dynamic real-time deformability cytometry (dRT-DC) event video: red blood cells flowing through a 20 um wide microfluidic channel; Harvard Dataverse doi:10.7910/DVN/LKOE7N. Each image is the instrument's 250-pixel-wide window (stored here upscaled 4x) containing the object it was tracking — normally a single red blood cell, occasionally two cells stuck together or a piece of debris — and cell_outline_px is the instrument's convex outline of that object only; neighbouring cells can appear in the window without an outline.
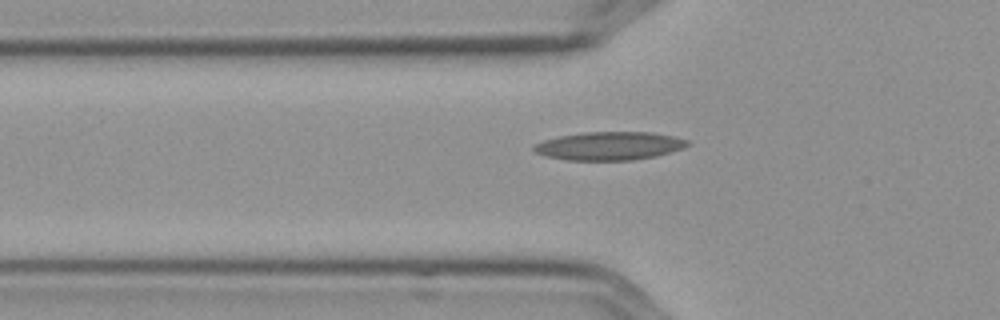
{"species": "Egyptian fruit bat (a non-hibernating species)", "species_latin": "Rousettus aegyptiacus", "temperature_condition": "cold", "stored_images_in_passage": 5, "camera_frame_rate_fps": 3000, "um_per_image_px": 0.085, "frame": {"image": 1, "passage_image": 5, "time_ms": 1.333, "image_size_px": [1000, 320], "cell_outline_px": [[692, 144], [684, 148], [652, 156], [632, 160], [568, 160], [548, 156], [536, 152], [532, 148], [532, 144], [544, 140], [560, 136], [580, 132], [652, 132], [676, 136], [688, 140]], "centroid_in_image_um": [51.81, 12.38], "position_along_channel_um": 74.0, "area_um2": 25.32}}